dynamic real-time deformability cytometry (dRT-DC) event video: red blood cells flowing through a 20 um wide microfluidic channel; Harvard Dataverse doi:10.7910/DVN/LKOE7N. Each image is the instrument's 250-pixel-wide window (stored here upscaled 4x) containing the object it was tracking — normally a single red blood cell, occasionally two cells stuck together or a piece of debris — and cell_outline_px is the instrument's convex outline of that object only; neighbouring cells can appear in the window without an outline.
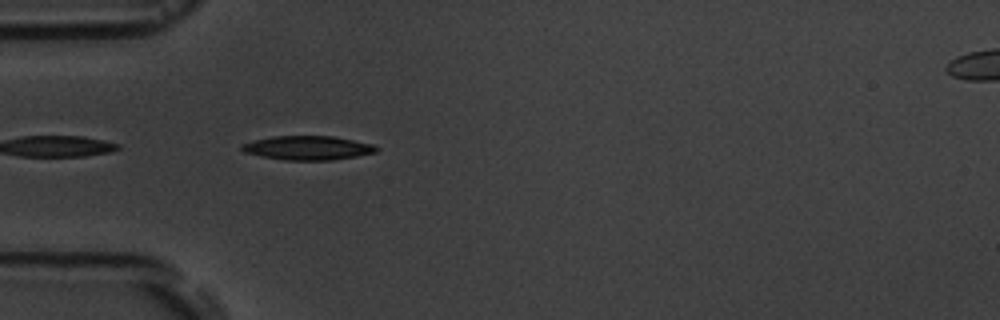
{"species": "common noctule bat (a hibernating species)", "species_latin": "Nyctalus noctula", "temperature_condition": "room temperature", "stored_images_in_passage": 1, "camera_frame_rate_fps": 3000, "um_per_image_px": 0.085, "animal": {"sex": "male", "body_mass_g": 19.5, "forearm_length_mm": 54.6}, "frame": {"image": 1, "passage_image": 1, "time_ms": 0.0, "image_size_px": [1000, 320], "cell_outline_px": [[380, 148], [376, 152], [356, 156], [332, 160], [284, 160], [260, 156], [244, 152], [240, 148], [240, 144], [272, 136], [336, 136], [372, 144]], "centroid_in_image_um": [26.16, 12.57], "position_along_channel_um": 58.8, "area_um2": 18.9}}